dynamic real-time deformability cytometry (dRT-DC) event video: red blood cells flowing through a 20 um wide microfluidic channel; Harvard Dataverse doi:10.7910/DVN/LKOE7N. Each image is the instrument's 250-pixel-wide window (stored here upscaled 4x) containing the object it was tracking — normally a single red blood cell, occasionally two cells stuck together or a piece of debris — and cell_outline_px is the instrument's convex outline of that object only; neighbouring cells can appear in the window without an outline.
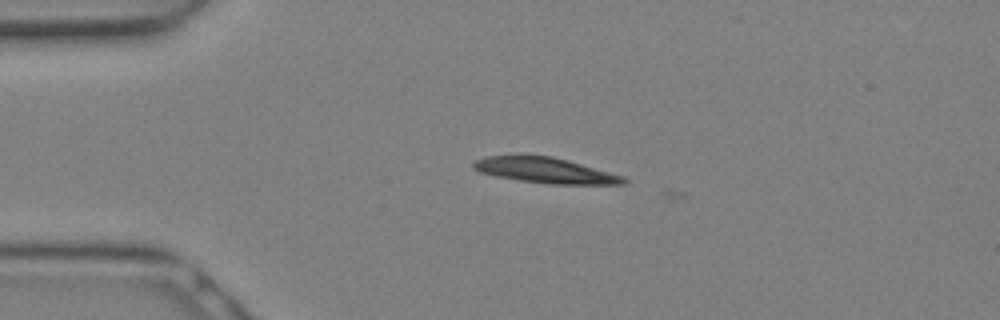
{"species": "Egyptian fruit bat (a non-hibernating species)", "species_latin": "Rousettus aegyptiacus", "temperature_condition": "warm", "stored_images_in_passage": 2, "camera_frame_rate_fps": 3000, "um_per_image_px": 0.085, "animal": {"sex": "female"}, "frame": {"image": 1, "passage_image": 1, "time_ms": 0.0, "image_size_px": [1000, 320], "cell_outline_px": [[628, 184], [548, 184], [520, 180], [496, 176], [480, 172], [472, 168], [472, 164], [476, 160], [484, 156], [552, 156], [568, 160], [624, 176], [628, 180]], "centroid_in_image_um": [46.38, 14.49], "position_along_channel_um": 38.6, "area_um2": 22.14}}